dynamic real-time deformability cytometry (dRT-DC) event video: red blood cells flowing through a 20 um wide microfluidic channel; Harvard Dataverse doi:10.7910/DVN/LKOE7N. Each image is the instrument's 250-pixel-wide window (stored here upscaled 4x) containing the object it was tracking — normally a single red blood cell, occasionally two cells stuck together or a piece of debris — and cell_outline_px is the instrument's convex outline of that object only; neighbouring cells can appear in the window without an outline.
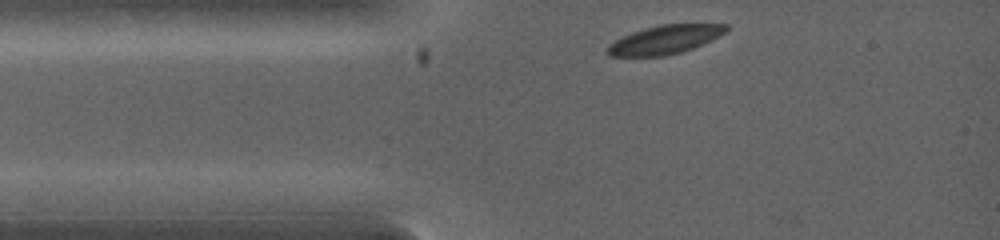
{"species": "common noctule bat (a hibernating species)", "species_latin": "Nyctalus noctula", "temperature_condition": "warm", "stored_images_in_passage": 4, "camera_frame_rate_fps": 5000, "um_per_image_px": 0.085, "animal": {"sex": "female", "body_mass_g": 19.0, "forearm_length_mm": 53.3}, "frame": {"image": 1, "passage_image": 1, "time_ms": 0.0, "image_size_px": [1000, 240], "cell_outline_px": [[728, 28], [724, 32], [692, 48], [680, 52], [664, 56], [612, 56], [608, 52], [608, 44], [632, 32], [644, 28], [660, 24], [728, 24]], "centroid_in_image_um": [56.48, 3.36], "position_along_channel_um": 28.5, "area_um2": 19.31}}
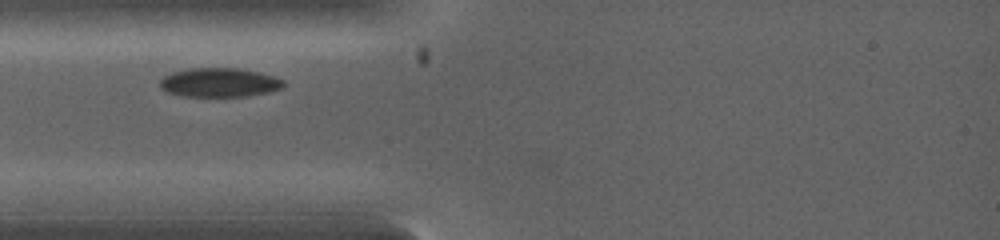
{"frame": {"image": 2, "passage_image": 3, "time_ms": 1.0, "image_size_px": [1000, 240], "cell_outline_px": [[284, 84], [280, 88], [268, 92], [244, 96], [184, 96], [168, 92], [160, 88], [160, 80], [164, 76], [172, 72], [192, 68], [236, 68], [256, 72], [272, 76], [284, 80]], "centroid_in_image_um": [18.6, 7.01], "position_along_channel_um": 66.4, "area_um2": 20.58}}
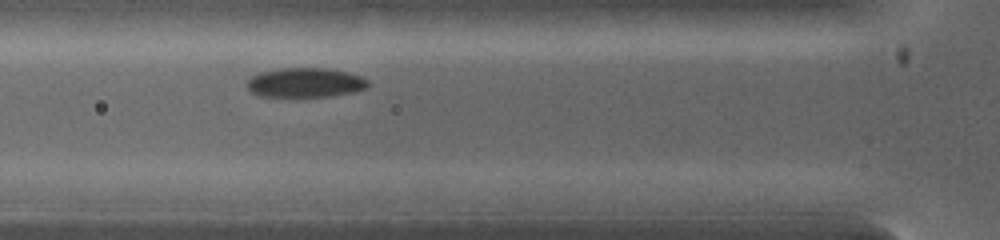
{"frame": {"image": 3, "passage_image": 4, "time_ms": 1.6, "image_size_px": [1000, 240], "cell_outline_px": [[368, 88], [352, 92], [328, 96], [260, 96], [252, 92], [248, 88], [248, 80], [252, 76], [260, 72], [280, 68], [328, 68], [348, 72], [360, 76], [368, 80]], "centroid_in_image_um": [25.96, 7.01], "position_along_channel_um": 99.8, "area_um2": 20.63}}